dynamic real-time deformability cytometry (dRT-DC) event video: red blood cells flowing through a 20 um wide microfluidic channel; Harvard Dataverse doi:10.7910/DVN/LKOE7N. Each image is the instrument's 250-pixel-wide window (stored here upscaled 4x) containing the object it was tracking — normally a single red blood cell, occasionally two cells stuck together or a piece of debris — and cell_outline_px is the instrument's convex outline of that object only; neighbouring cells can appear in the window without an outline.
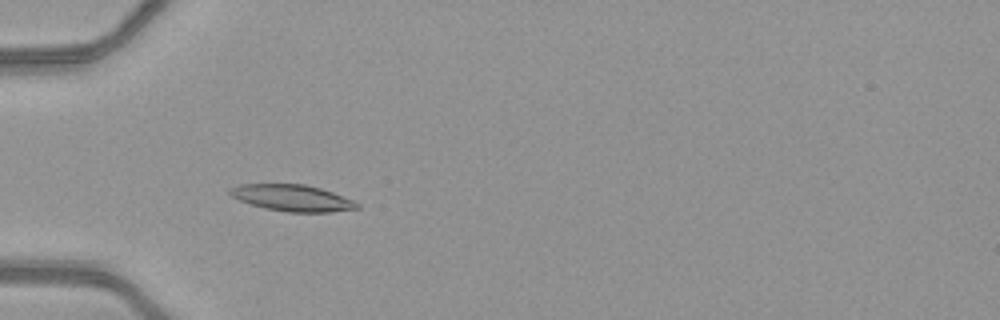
{"species": "common noctule bat (a hibernating species)", "species_latin": "Nyctalus noctula", "temperature_condition": "warm", "stored_images_in_passage": 44, "camera_frame_rate_fps": 3000, "um_per_image_px": 0.085, "animal": {"sex": "female", "body_mass_g": 21.9}, "frame": {"image": 1, "passage_image": 10, "time_ms": 3.0, "image_size_px": [1000, 320], "cell_outline_px": [[360, 208], [332, 212], [288, 212], [264, 208], [240, 200], [232, 196], [228, 192], [228, 188], [240, 184], [304, 184], [320, 188], [332, 192], [352, 200], [360, 204]], "centroid_in_image_um": [24.84, 16.82], "position_along_channel_um": 60.2, "area_um2": 19.54}}
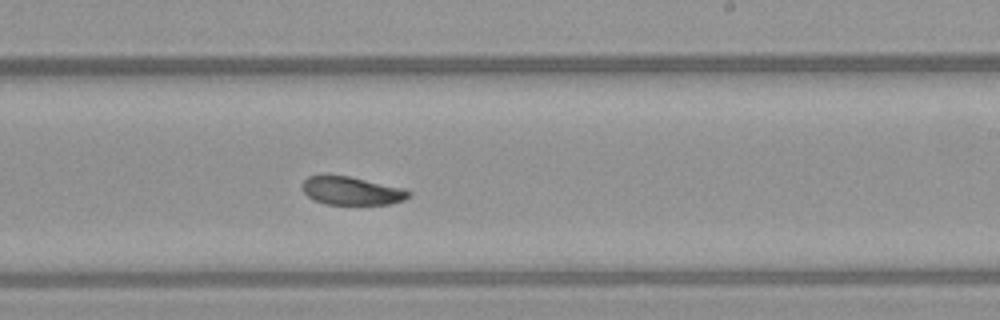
{"frame": {"image": 2, "passage_image": 25, "time_ms": 8.0, "image_size_px": [1000, 320], "cell_outline_px": [[412, 196], [404, 200], [388, 204], [324, 204], [312, 200], [304, 192], [304, 180], [308, 176], [348, 176], [404, 188], [412, 192]], "centroid_in_image_um": [29.94, 16.23], "position_along_channel_um": 259.1, "area_um2": 17.34}}
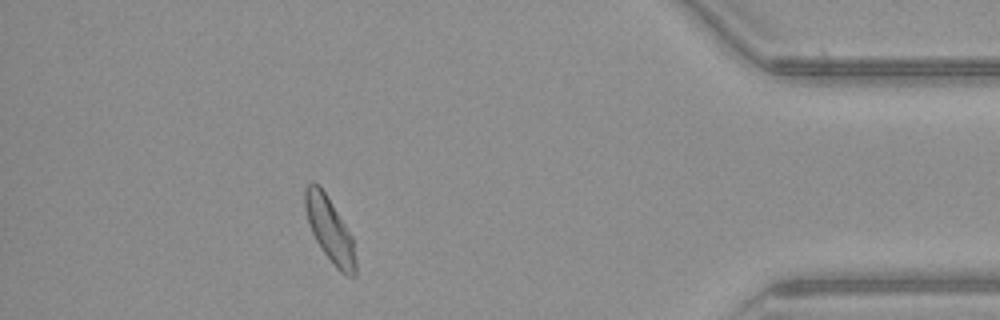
{"frame": {"image": 3, "passage_image": 39, "time_ms": 12.667, "image_size_px": [1000, 320], "cell_outline_px": [[356, 276], [348, 276], [340, 272], [336, 268], [324, 252], [316, 240], [312, 232], [308, 220], [304, 204], [304, 188], [312, 180], [320, 184], [352, 236], [356, 260]], "centroid_in_image_um": [28.02, 19.5], "position_along_channel_um": 407.2, "area_um2": 18.96}, "authors_computed_cell_mechanics": {"area_um2": 18.9295, "velocity_mm_per_s": 4.1065, "shape_relaxation_time_tau1_ms": 2.6798, "shape_relaxation_time_tau2_ms": 3.3771, "deformation_change_tau1": 0.1239, "deformation_change_tau2": 0.0951}}